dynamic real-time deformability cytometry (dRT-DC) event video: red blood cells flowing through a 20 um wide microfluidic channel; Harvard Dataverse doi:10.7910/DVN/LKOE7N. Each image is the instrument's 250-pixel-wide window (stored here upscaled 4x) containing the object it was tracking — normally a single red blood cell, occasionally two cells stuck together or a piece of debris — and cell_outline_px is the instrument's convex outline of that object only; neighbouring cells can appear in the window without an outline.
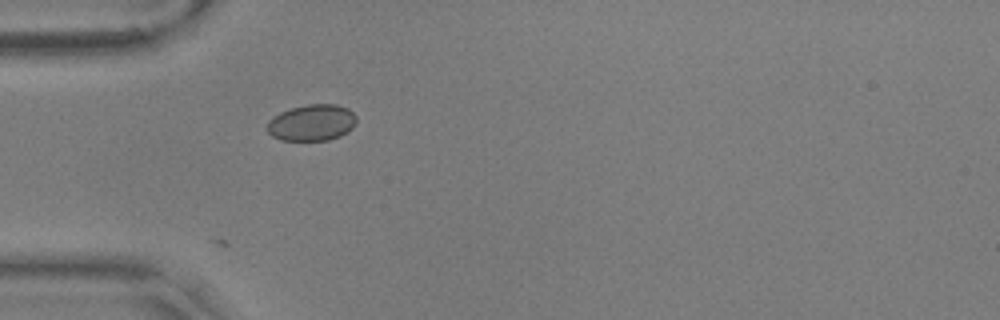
{"species": "common noctule bat (a hibernating species)", "species_latin": "Nyctalus noctula", "temperature_condition": "warm", "stored_images_in_passage": 7, "camera_frame_rate_fps": 3000, "um_per_image_px": 0.085, "animal": {"sex": "male", "body_mass_g": 17.9, "forearm_length_mm": 54.2}, "frame": {"image": 1, "passage_image": 1, "time_ms": 0.0, "image_size_px": [1000, 320], "cell_outline_px": [[356, 124], [348, 132], [340, 136], [328, 140], [280, 140], [272, 136], [268, 132], [268, 120], [272, 116], [280, 112], [292, 108], [308, 104], [336, 104], [348, 108], [356, 116]], "centroid_in_image_um": [26.52, 10.42], "position_along_channel_um": 58.5, "area_um2": 19.02}}